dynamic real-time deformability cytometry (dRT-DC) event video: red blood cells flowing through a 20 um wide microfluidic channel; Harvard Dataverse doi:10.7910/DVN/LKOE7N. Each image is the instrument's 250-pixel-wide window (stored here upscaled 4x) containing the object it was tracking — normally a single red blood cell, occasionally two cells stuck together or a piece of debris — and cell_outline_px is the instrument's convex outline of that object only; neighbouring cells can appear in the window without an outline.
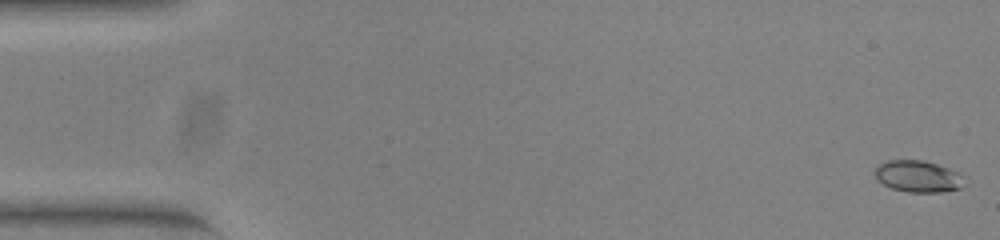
{"species": "common noctule bat (a hibernating species)", "species_latin": "Nyctalus noctula", "temperature_condition": "warm", "stored_images_in_passage": 52, "camera_frame_rate_fps": 3000, "um_per_image_px": 0.085, "animal": {"sex": "female", "body_mass_g": 23.0, "forearm_length_mm": 53.4}, "frame": {"image": 1, "passage_image": 1, "time_ms": 0.0, "image_size_px": [1000, 240], "cell_outline_px": [[968, 184], [960, 188], [940, 192], [908, 192], [892, 188], [884, 184], [876, 176], [876, 168], [880, 164], [888, 160], [924, 160], [948, 168], [968, 176]], "centroid_in_image_um": [78.16, 14.99], "position_along_channel_um": 6.8, "area_um2": 16.65}}
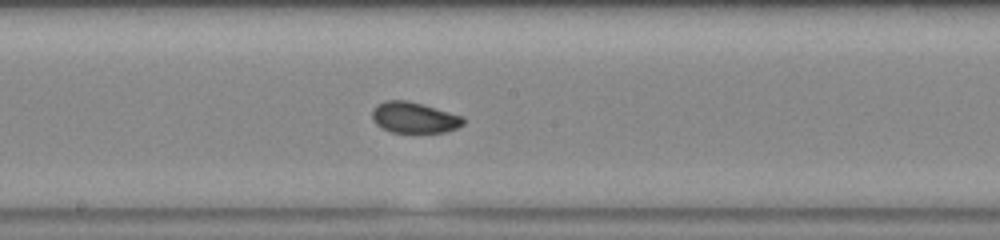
{"frame": {"image": 2, "passage_image": 28, "time_ms": 9.0, "image_size_px": [1000, 240], "cell_outline_px": [[464, 124], [456, 128], [444, 132], [392, 132], [376, 124], [372, 120], [372, 112], [376, 104], [384, 100], [408, 100], [464, 116]], "centroid_in_image_um": [35.2, 9.98], "position_along_channel_um": 213.0, "area_um2": 16.42}}
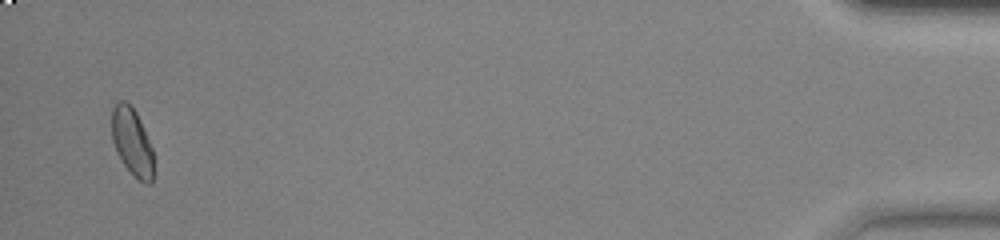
{"frame": {"image": 3, "passage_image": 51, "time_ms": 16.667, "image_size_px": [1000, 240], "cell_outline_px": [[152, 180], [148, 184], [144, 184], [124, 164], [116, 152], [112, 140], [112, 108], [116, 100], [124, 100], [136, 112], [140, 120], [152, 148]], "centroid_in_image_um": [11.19, 12.01], "position_along_channel_um": 424.0, "area_um2": 16.13}, "authors_computed_cell_mechanics": {"area_um2": 16.5886, "velocity_mm_per_s": 3.9158, "shape_relaxation_time_tau1_ms": null, "shape_relaxation_time_tau2_ms": 1.2968, "deformation_change_tau1": null, "deformation_change_tau2": 0.0371}}